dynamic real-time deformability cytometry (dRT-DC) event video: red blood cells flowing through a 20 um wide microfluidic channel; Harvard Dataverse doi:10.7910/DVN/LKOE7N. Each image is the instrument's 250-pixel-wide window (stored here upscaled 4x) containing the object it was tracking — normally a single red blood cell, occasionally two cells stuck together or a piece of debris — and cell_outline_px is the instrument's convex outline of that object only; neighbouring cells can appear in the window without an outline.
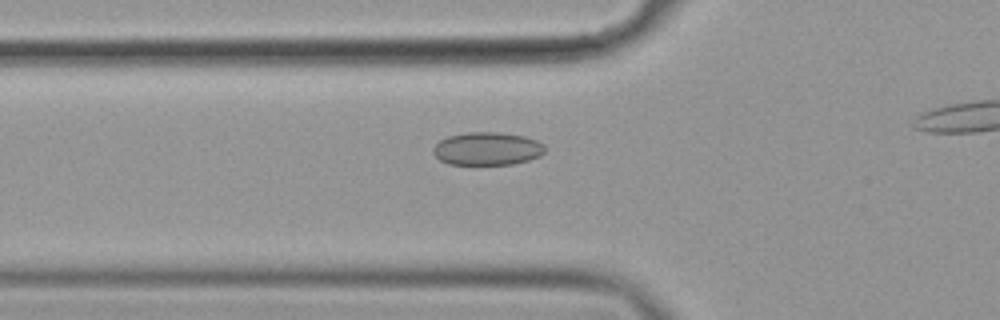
{"species": "common noctule bat (a hibernating species)", "species_latin": "Nyctalus noctula", "temperature_condition": "cold", "stored_images_in_passage": 42, "camera_frame_rate_fps": 3000, "um_per_image_px": 0.085, "animal": {"sex": "female", "body_mass_g": 19.9}, "frame": {"image": 1, "passage_image": 15, "time_ms": 4.667, "image_size_px": [1000, 320], "cell_outline_px": [[544, 152], [540, 156], [528, 160], [512, 164], [448, 164], [440, 160], [432, 152], [432, 148], [440, 140], [448, 136], [468, 132], [496, 132], [524, 136], [536, 140], [544, 144]], "centroid_in_image_um": [41.4, 12.64], "position_along_channel_um": 84.4, "area_um2": 21.44}}
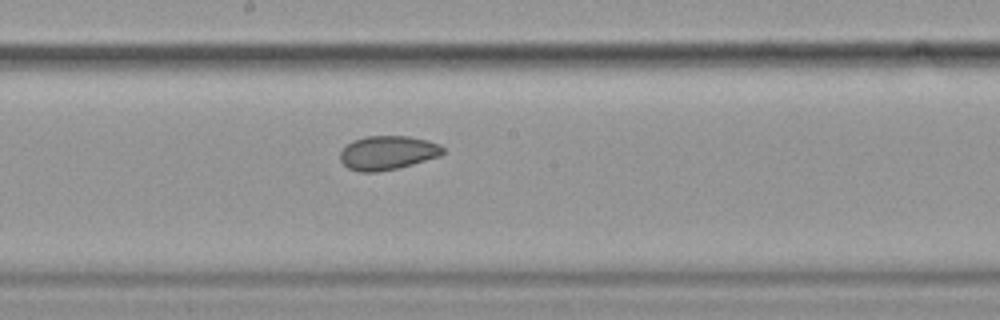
{"frame": {"image": 2, "passage_image": 26, "time_ms": 8.333, "image_size_px": [1000, 320], "cell_outline_px": [[444, 152], [440, 156], [412, 164], [396, 168], [376, 172], [360, 172], [348, 168], [340, 160], [340, 152], [352, 140], [368, 136], [408, 136], [428, 140], [440, 144], [444, 148]], "centroid_in_image_um": [32.95, 12.98], "position_along_channel_um": 215.2, "area_um2": 20.29}}
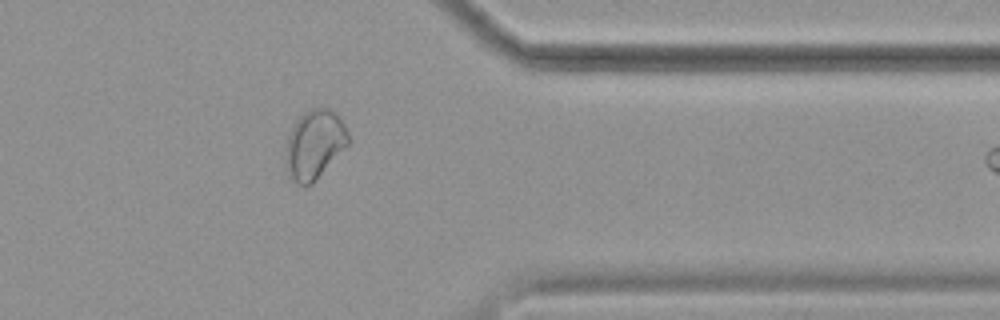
{"frame": {"image": 3, "passage_image": 41, "time_ms": 13.333, "image_size_px": [1000, 320], "cell_outline_px": [[352, 140], [316, 180], [312, 184], [296, 184], [288, 176], [284, 160], [284, 148], [288, 136], [296, 120], [304, 112], [312, 108], [328, 108], [336, 112], [340, 116]], "centroid_in_image_um": [26.72, 12.28], "position_along_channel_um": 384.7, "area_um2": 25.61}}